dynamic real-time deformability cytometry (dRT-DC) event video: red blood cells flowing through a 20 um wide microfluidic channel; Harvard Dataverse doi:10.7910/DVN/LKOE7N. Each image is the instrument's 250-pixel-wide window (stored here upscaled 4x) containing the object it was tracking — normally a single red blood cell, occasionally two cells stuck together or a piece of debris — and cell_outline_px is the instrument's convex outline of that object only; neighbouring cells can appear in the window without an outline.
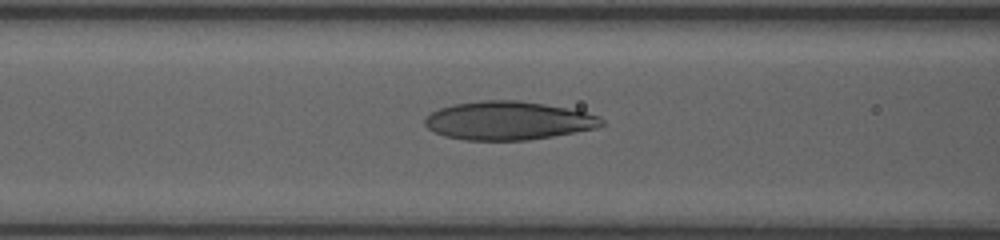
{"species": "human", "species_latin": "Homo sapiens", "temperature_condition": "room temperature", "stored_images_in_passage": 55, "camera_frame_rate_fps": 3000, "um_per_image_px": 0.085, "donor": {"sex": "female"}, "frame": {"image": 1, "passage_image": 24, "time_ms": 7.667, "image_size_px": [1000, 240], "cell_outline_px": [[604, 124], [596, 128], [552, 136], [528, 140], [464, 140], [444, 136], [428, 128], [424, 124], [424, 120], [432, 112], [440, 108], [452, 104], [480, 100], [520, 100], [544, 104], [584, 112], [600, 116], [604, 120]], "centroid_in_image_um": [43.18, 10.25], "position_along_channel_um": 123.4, "area_um2": 39.48}}
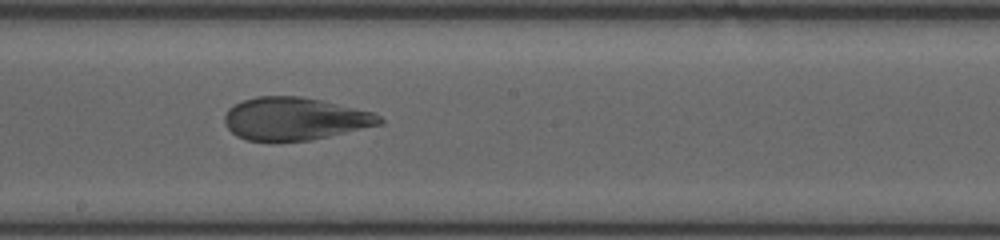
{"frame": {"image": 2, "passage_image": 32, "time_ms": 10.333, "image_size_px": [1000, 240], "cell_outline_px": [[384, 124], [312, 140], [272, 144], [248, 140], [236, 136], [224, 124], [224, 116], [228, 108], [244, 100], [256, 96], [300, 96], [320, 100], [372, 112], [380, 116], [384, 120]], "centroid_in_image_um": [25.03, 10.14], "position_along_channel_um": 223.2, "area_um2": 39.3}}
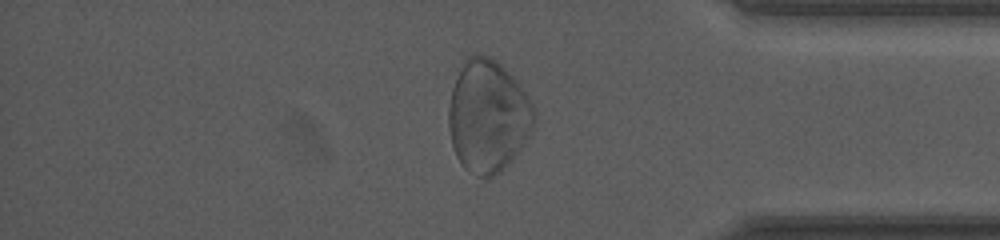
{"frame": {"image": 3, "passage_image": 47, "time_ms": 15.333, "image_size_px": [1000, 240], "cell_outline_px": [[536, 116], [532, 128], [528, 136], [520, 148], [496, 176], [476, 176], [464, 168], [460, 164], [456, 156], [452, 144], [448, 128], [448, 108], [452, 88], [460, 60], [476, 52], [480, 52], [496, 60], [520, 84], [532, 104], [536, 112]], "centroid_in_image_um": [41.43, 9.81], "position_along_channel_um": 393.8, "area_um2": 56.36}, "authors_computed_cell_mechanics": {"area_um2": 44.8528, "velocity_mm_per_s": 3.7272, "shape_relaxation_time_tau1_ms": 7.8343, "shape_relaxation_time_tau2_ms": null, "deformation_change_tau1": 0.2617, "deformation_change_tau2": null}}